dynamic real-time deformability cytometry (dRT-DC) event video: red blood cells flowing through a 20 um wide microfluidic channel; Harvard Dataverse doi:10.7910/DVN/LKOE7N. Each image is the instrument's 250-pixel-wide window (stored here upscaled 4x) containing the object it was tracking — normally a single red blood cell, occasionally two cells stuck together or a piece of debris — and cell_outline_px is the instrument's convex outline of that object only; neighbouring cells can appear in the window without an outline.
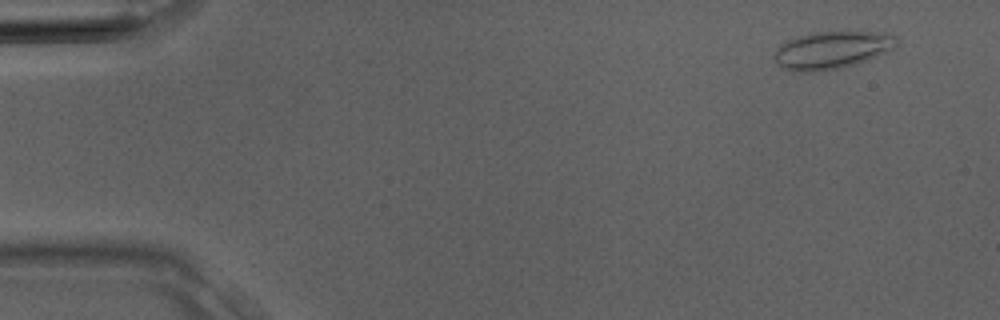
{"species": "Egyptian fruit bat (a non-hibernating species)", "species_latin": "Rousettus aegyptiacus", "temperature_condition": "room temperature", "stored_images_in_passage": 3, "camera_frame_rate_fps": 3000, "um_per_image_px": 0.085, "animal": {"sex": "male"}, "frame": {"image": 1, "passage_image": 1, "time_ms": 0.0, "image_size_px": [1000, 320], "cell_outline_px": [[896, 48], [868, 60], [856, 64], [840, 68], [812, 72], [796, 72], [784, 68], [776, 64], [776, 48], [780, 44], [788, 40], [812, 32], [880, 32], [896, 36]], "centroid_in_image_um": [70.72, 4.26], "position_along_channel_um": 14.3, "area_um2": 26.65}}